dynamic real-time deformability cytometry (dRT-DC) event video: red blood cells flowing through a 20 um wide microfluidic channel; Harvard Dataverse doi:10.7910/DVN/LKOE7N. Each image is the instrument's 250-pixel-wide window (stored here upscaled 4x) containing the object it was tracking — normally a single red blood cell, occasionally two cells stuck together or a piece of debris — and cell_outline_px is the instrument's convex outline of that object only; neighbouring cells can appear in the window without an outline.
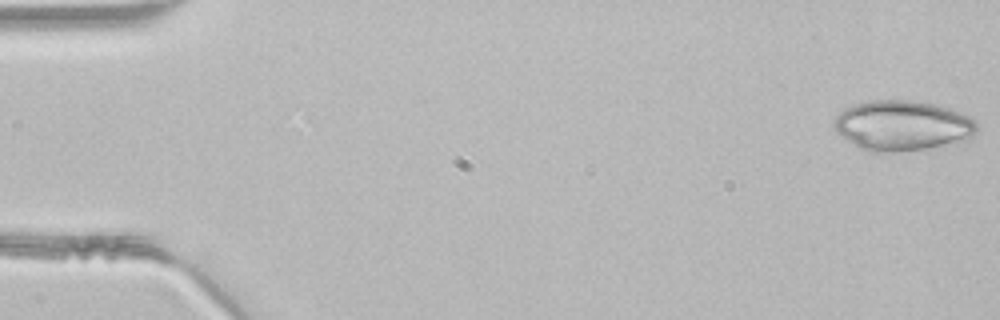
{"species": "common noctule bat (a hibernating species)", "species_latin": "Nyctalus noctula", "temperature_condition": "room temperature", "stored_images_in_passage": 14, "camera_frame_rate_fps": 3000, "um_per_image_px": 0.085, "animal": {"sex": "male", "body_mass_g": 21.5, "forearm_length_mm": 52.0}, "frame": {"image": 1, "passage_image": 1, "time_ms": 0.0, "image_size_px": [1000, 320], "cell_outline_px": [[980, 128], [968, 140], [928, 148], [896, 152], [872, 152], [860, 148], [840, 136], [836, 132], [832, 124], [836, 116], [844, 108], [852, 104], [868, 100], [912, 100], [936, 104], [952, 108], [976, 120]], "centroid_in_image_um": [76.71, 10.66], "position_along_channel_um": 8.3, "area_um2": 42.43}}